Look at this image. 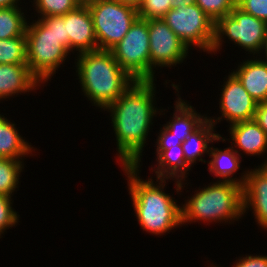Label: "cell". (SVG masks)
<instances>
[{
    "instance_id": "f1b7e54d",
    "label": "cell",
    "mask_w": 267,
    "mask_h": 267,
    "mask_svg": "<svg viewBox=\"0 0 267 267\" xmlns=\"http://www.w3.org/2000/svg\"><path fill=\"white\" fill-rule=\"evenodd\" d=\"M237 7L247 14L267 22V0H237Z\"/></svg>"
},
{
    "instance_id": "4fadbf2b",
    "label": "cell",
    "mask_w": 267,
    "mask_h": 267,
    "mask_svg": "<svg viewBox=\"0 0 267 267\" xmlns=\"http://www.w3.org/2000/svg\"><path fill=\"white\" fill-rule=\"evenodd\" d=\"M243 207L244 214L253 210L258 226L267 231V165L248 170L243 185Z\"/></svg>"
},
{
    "instance_id": "74e56055",
    "label": "cell",
    "mask_w": 267,
    "mask_h": 267,
    "mask_svg": "<svg viewBox=\"0 0 267 267\" xmlns=\"http://www.w3.org/2000/svg\"><path fill=\"white\" fill-rule=\"evenodd\" d=\"M263 53H264V55H265L266 57L264 56V57H262V58L267 60V37H266V42H265V46H264L262 55H263Z\"/></svg>"
},
{
    "instance_id": "7c38bea8",
    "label": "cell",
    "mask_w": 267,
    "mask_h": 267,
    "mask_svg": "<svg viewBox=\"0 0 267 267\" xmlns=\"http://www.w3.org/2000/svg\"><path fill=\"white\" fill-rule=\"evenodd\" d=\"M66 36L69 52L77 54L98 50L92 16L88 6H77L65 14Z\"/></svg>"
},
{
    "instance_id": "d590c367",
    "label": "cell",
    "mask_w": 267,
    "mask_h": 267,
    "mask_svg": "<svg viewBox=\"0 0 267 267\" xmlns=\"http://www.w3.org/2000/svg\"><path fill=\"white\" fill-rule=\"evenodd\" d=\"M116 1L122 3L123 5L130 6L136 10L139 9L142 2V0H116Z\"/></svg>"
},
{
    "instance_id": "8992f818",
    "label": "cell",
    "mask_w": 267,
    "mask_h": 267,
    "mask_svg": "<svg viewBox=\"0 0 267 267\" xmlns=\"http://www.w3.org/2000/svg\"><path fill=\"white\" fill-rule=\"evenodd\" d=\"M224 36V37H223ZM226 36V37H225ZM267 37V22L247 14L235 6L230 14L215 23V38L210 54L222 49L224 38L240 46L248 54L260 56ZM250 52V53H249ZM259 54V55H258Z\"/></svg>"
},
{
    "instance_id": "4316f807",
    "label": "cell",
    "mask_w": 267,
    "mask_h": 267,
    "mask_svg": "<svg viewBox=\"0 0 267 267\" xmlns=\"http://www.w3.org/2000/svg\"><path fill=\"white\" fill-rule=\"evenodd\" d=\"M171 9V0H142L137 10L140 19H162Z\"/></svg>"
},
{
    "instance_id": "30bf717a",
    "label": "cell",
    "mask_w": 267,
    "mask_h": 267,
    "mask_svg": "<svg viewBox=\"0 0 267 267\" xmlns=\"http://www.w3.org/2000/svg\"><path fill=\"white\" fill-rule=\"evenodd\" d=\"M150 47V80L157 68L172 67L183 63L188 48L162 19H148ZM158 66V67H157ZM157 67V68H156ZM155 78V79H154Z\"/></svg>"
},
{
    "instance_id": "44dd1931",
    "label": "cell",
    "mask_w": 267,
    "mask_h": 267,
    "mask_svg": "<svg viewBox=\"0 0 267 267\" xmlns=\"http://www.w3.org/2000/svg\"><path fill=\"white\" fill-rule=\"evenodd\" d=\"M34 150L20 135L16 124L0 114V158L24 160Z\"/></svg>"
},
{
    "instance_id": "5bb4252c",
    "label": "cell",
    "mask_w": 267,
    "mask_h": 267,
    "mask_svg": "<svg viewBox=\"0 0 267 267\" xmlns=\"http://www.w3.org/2000/svg\"><path fill=\"white\" fill-rule=\"evenodd\" d=\"M229 128L231 141L233 140L230 142L231 147L237 148L240 156L242 153L248 156H262L267 153V134L254 119L233 123Z\"/></svg>"
},
{
    "instance_id": "f35d334b",
    "label": "cell",
    "mask_w": 267,
    "mask_h": 267,
    "mask_svg": "<svg viewBox=\"0 0 267 267\" xmlns=\"http://www.w3.org/2000/svg\"><path fill=\"white\" fill-rule=\"evenodd\" d=\"M265 162H263L261 165H267V158H266V160H264Z\"/></svg>"
},
{
    "instance_id": "d6a6232c",
    "label": "cell",
    "mask_w": 267,
    "mask_h": 267,
    "mask_svg": "<svg viewBox=\"0 0 267 267\" xmlns=\"http://www.w3.org/2000/svg\"><path fill=\"white\" fill-rule=\"evenodd\" d=\"M254 120L267 134V102L257 104Z\"/></svg>"
},
{
    "instance_id": "d4e9b609",
    "label": "cell",
    "mask_w": 267,
    "mask_h": 267,
    "mask_svg": "<svg viewBox=\"0 0 267 267\" xmlns=\"http://www.w3.org/2000/svg\"><path fill=\"white\" fill-rule=\"evenodd\" d=\"M38 18L46 16H63L74 10L78 5L73 0H33Z\"/></svg>"
},
{
    "instance_id": "9c48e42d",
    "label": "cell",
    "mask_w": 267,
    "mask_h": 267,
    "mask_svg": "<svg viewBox=\"0 0 267 267\" xmlns=\"http://www.w3.org/2000/svg\"><path fill=\"white\" fill-rule=\"evenodd\" d=\"M148 20L138 18L124 38L110 49L119 66L135 80H150Z\"/></svg>"
},
{
    "instance_id": "cb8c5ba5",
    "label": "cell",
    "mask_w": 267,
    "mask_h": 267,
    "mask_svg": "<svg viewBox=\"0 0 267 267\" xmlns=\"http://www.w3.org/2000/svg\"><path fill=\"white\" fill-rule=\"evenodd\" d=\"M0 64H27L26 36L0 40Z\"/></svg>"
},
{
    "instance_id": "ac0fdd59",
    "label": "cell",
    "mask_w": 267,
    "mask_h": 267,
    "mask_svg": "<svg viewBox=\"0 0 267 267\" xmlns=\"http://www.w3.org/2000/svg\"><path fill=\"white\" fill-rule=\"evenodd\" d=\"M208 155L211 158L210 161H207L208 169L211 174L216 178L218 177L220 181L233 182L243 187L248 169L242 173L243 175L241 174V176H239L241 177L239 179L238 177H231L241 168L240 164L242 163L240 159L242 156L238 154L236 149L230 146L222 150L218 149V147L214 148L211 146Z\"/></svg>"
},
{
    "instance_id": "7402d4cb",
    "label": "cell",
    "mask_w": 267,
    "mask_h": 267,
    "mask_svg": "<svg viewBox=\"0 0 267 267\" xmlns=\"http://www.w3.org/2000/svg\"><path fill=\"white\" fill-rule=\"evenodd\" d=\"M27 24L21 7L0 9V40L25 36Z\"/></svg>"
},
{
    "instance_id": "6da1fadb",
    "label": "cell",
    "mask_w": 267,
    "mask_h": 267,
    "mask_svg": "<svg viewBox=\"0 0 267 267\" xmlns=\"http://www.w3.org/2000/svg\"><path fill=\"white\" fill-rule=\"evenodd\" d=\"M155 85L154 80H135L104 110L110 113L116 137V155L122 165H140L153 118L163 112L155 107Z\"/></svg>"
},
{
    "instance_id": "9a60e30c",
    "label": "cell",
    "mask_w": 267,
    "mask_h": 267,
    "mask_svg": "<svg viewBox=\"0 0 267 267\" xmlns=\"http://www.w3.org/2000/svg\"><path fill=\"white\" fill-rule=\"evenodd\" d=\"M41 85L28 64H0V101L15 97V94L32 92Z\"/></svg>"
},
{
    "instance_id": "836d02e7",
    "label": "cell",
    "mask_w": 267,
    "mask_h": 267,
    "mask_svg": "<svg viewBox=\"0 0 267 267\" xmlns=\"http://www.w3.org/2000/svg\"><path fill=\"white\" fill-rule=\"evenodd\" d=\"M196 4V0H171V9Z\"/></svg>"
},
{
    "instance_id": "3957f363",
    "label": "cell",
    "mask_w": 267,
    "mask_h": 267,
    "mask_svg": "<svg viewBox=\"0 0 267 267\" xmlns=\"http://www.w3.org/2000/svg\"><path fill=\"white\" fill-rule=\"evenodd\" d=\"M76 73L84 96L105 110L135 81L115 60L110 50H94L77 55Z\"/></svg>"
},
{
    "instance_id": "2e32d148",
    "label": "cell",
    "mask_w": 267,
    "mask_h": 267,
    "mask_svg": "<svg viewBox=\"0 0 267 267\" xmlns=\"http://www.w3.org/2000/svg\"><path fill=\"white\" fill-rule=\"evenodd\" d=\"M156 154L157 164L151 167L152 172L156 174L154 176H156V178L175 180V190L177 194H181L179 192H182L181 190L185 187L183 185L186 184L184 181H188L185 180V178L188 177L186 175L189 174L188 171L192 168L186 162L182 145H176L167 150H156Z\"/></svg>"
},
{
    "instance_id": "4dcf8cb0",
    "label": "cell",
    "mask_w": 267,
    "mask_h": 267,
    "mask_svg": "<svg viewBox=\"0 0 267 267\" xmlns=\"http://www.w3.org/2000/svg\"><path fill=\"white\" fill-rule=\"evenodd\" d=\"M158 137L156 139V150H167L176 145H182V141L174 137L164 126L159 130Z\"/></svg>"
},
{
    "instance_id": "ffe728a7",
    "label": "cell",
    "mask_w": 267,
    "mask_h": 267,
    "mask_svg": "<svg viewBox=\"0 0 267 267\" xmlns=\"http://www.w3.org/2000/svg\"><path fill=\"white\" fill-rule=\"evenodd\" d=\"M177 96L175 106H173L175 108L173 117L162 126L172 133L175 138L184 142L207 119V115L202 116L187 101L179 97L178 93Z\"/></svg>"
},
{
    "instance_id": "603a6c76",
    "label": "cell",
    "mask_w": 267,
    "mask_h": 267,
    "mask_svg": "<svg viewBox=\"0 0 267 267\" xmlns=\"http://www.w3.org/2000/svg\"><path fill=\"white\" fill-rule=\"evenodd\" d=\"M24 160L0 158V194L13 196L19 186Z\"/></svg>"
},
{
    "instance_id": "7a4b0ae2",
    "label": "cell",
    "mask_w": 267,
    "mask_h": 267,
    "mask_svg": "<svg viewBox=\"0 0 267 267\" xmlns=\"http://www.w3.org/2000/svg\"><path fill=\"white\" fill-rule=\"evenodd\" d=\"M141 165H122L127 177L128 191L136 219L143 231L162 236L174 228L182 227L181 206L165 193L166 180L152 177L147 180L139 176ZM139 168V169H138ZM141 177V178H140Z\"/></svg>"
},
{
    "instance_id": "e575fe53",
    "label": "cell",
    "mask_w": 267,
    "mask_h": 267,
    "mask_svg": "<svg viewBox=\"0 0 267 267\" xmlns=\"http://www.w3.org/2000/svg\"><path fill=\"white\" fill-rule=\"evenodd\" d=\"M19 2H20V0H0V9L11 8V7H20Z\"/></svg>"
},
{
    "instance_id": "1f68e13d",
    "label": "cell",
    "mask_w": 267,
    "mask_h": 267,
    "mask_svg": "<svg viewBox=\"0 0 267 267\" xmlns=\"http://www.w3.org/2000/svg\"><path fill=\"white\" fill-rule=\"evenodd\" d=\"M56 34L60 44L69 51V37L66 36L65 15L56 16Z\"/></svg>"
},
{
    "instance_id": "8d00e7d4",
    "label": "cell",
    "mask_w": 267,
    "mask_h": 267,
    "mask_svg": "<svg viewBox=\"0 0 267 267\" xmlns=\"http://www.w3.org/2000/svg\"><path fill=\"white\" fill-rule=\"evenodd\" d=\"M78 6H87L92 0H73Z\"/></svg>"
},
{
    "instance_id": "e0dca14e",
    "label": "cell",
    "mask_w": 267,
    "mask_h": 267,
    "mask_svg": "<svg viewBox=\"0 0 267 267\" xmlns=\"http://www.w3.org/2000/svg\"><path fill=\"white\" fill-rule=\"evenodd\" d=\"M254 57L240 62L232 73L257 103L267 102V60Z\"/></svg>"
},
{
    "instance_id": "5b68a950",
    "label": "cell",
    "mask_w": 267,
    "mask_h": 267,
    "mask_svg": "<svg viewBox=\"0 0 267 267\" xmlns=\"http://www.w3.org/2000/svg\"><path fill=\"white\" fill-rule=\"evenodd\" d=\"M25 36L28 67L42 84L48 83L71 54L57 38L56 16L28 21Z\"/></svg>"
},
{
    "instance_id": "484cf974",
    "label": "cell",
    "mask_w": 267,
    "mask_h": 267,
    "mask_svg": "<svg viewBox=\"0 0 267 267\" xmlns=\"http://www.w3.org/2000/svg\"><path fill=\"white\" fill-rule=\"evenodd\" d=\"M196 5L216 23L221 17L230 14L237 6V0H196Z\"/></svg>"
},
{
    "instance_id": "52a82bcc",
    "label": "cell",
    "mask_w": 267,
    "mask_h": 267,
    "mask_svg": "<svg viewBox=\"0 0 267 267\" xmlns=\"http://www.w3.org/2000/svg\"><path fill=\"white\" fill-rule=\"evenodd\" d=\"M87 6L101 50H110L119 43L139 18L136 9L116 0H92Z\"/></svg>"
},
{
    "instance_id": "ba28073f",
    "label": "cell",
    "mask_w": 267,
    "mask_h": 267,
    "mask_svg": "<svg viewBox=\"0 0 267 267\" xmlns=\"http://www.w3.org/2000/svg\"><path fill=\"white\" fill-rule=\"evenodd\" d=\"M190 49L210 53L215 38V22L196 4L170 9L162 18Z\"/></svg>"
},
{
    "instance_id": "83f0119b",
    "label": "cell",
    "mask_w": 267,
    "mask_h": 267,
    "mask_svg": "<svg viewBox=\"0 0 267 267\" xmlns=\"http://www.w3.org/2000/svg\"><path fill=\"white\" fill-rule=\"evenodd\" d=\"M11 196L0 194V238L5 230L10 227L17 226L19 222V214L13 208V201Z\"/></svg>"
},
{
    "instance_id": "d6986e66",
    "label": "cell",
    "mask_w": 267,
    "mask_h": 267,
    "mask_svg": "<svg viewBox=\"0 0 267 267\" xmlns=\"http://www.w3.org/2000/svg\"><path fill=\"white\" fill-rule=\"evenodd\" d=\"M216 126L206 119L195 131H193L184 142H182L183 153L186 162L193 167L196 161L206 163L202 157L206 153L209 154L210 144L215 141H225V137H222L219 133H215Z\"/></svg>"
},
{
    "instance_id": "f546056e",
    "label": "cell",
    "mask_w": 267,
    "mask_h": 267,
    "mask_svg": "<svg viewBox=\"0 0 267 267\" xmlns=\"http://www.w3.org/2000/svg\"><path fill=\"white\" fill-rule=\"evenodd\" d=\"M212 267H217L213 263L210 264ZM231 267H267V255H245L240 256L238 260L233 263Z\"/></svg>"
},
{
    "instance_id": "277c9868",
    "label": "cell",
    "mask_w": 267,
    "mask_h": 267,
    "mask_svg": "<svg viewBox=\"0 0 267 267\" xmlns=\"http://www.w3.org/2000/svg\"><path fill=\"white\" fill-rule=\"evenodd\" d=\"M211 183L196 190L181 204L182 225L196 221L230 224L244 216L243 187L228 181Z\"/></svg>"
},
{
    "instance_id": "8fae6325",
    "label": "cell",
    "mask_w": 267,
    "mask_h": 267,
    "mask_svg": "<svg viewBox=\"0 0 267 267\" xmlns=\"http://www.w3.org/2000/svg\"><path fill=\"white\" fill-rule=\"evenodd\" d=\"M222 85L219 108L221 117L207 119L214 125L223 121L231 125L236 122L254 119L257 102L249 95L239 79L231 72ZM223 117V118H222ZM222 118V119H221Z\"/></svg>"
}]
</instances>
